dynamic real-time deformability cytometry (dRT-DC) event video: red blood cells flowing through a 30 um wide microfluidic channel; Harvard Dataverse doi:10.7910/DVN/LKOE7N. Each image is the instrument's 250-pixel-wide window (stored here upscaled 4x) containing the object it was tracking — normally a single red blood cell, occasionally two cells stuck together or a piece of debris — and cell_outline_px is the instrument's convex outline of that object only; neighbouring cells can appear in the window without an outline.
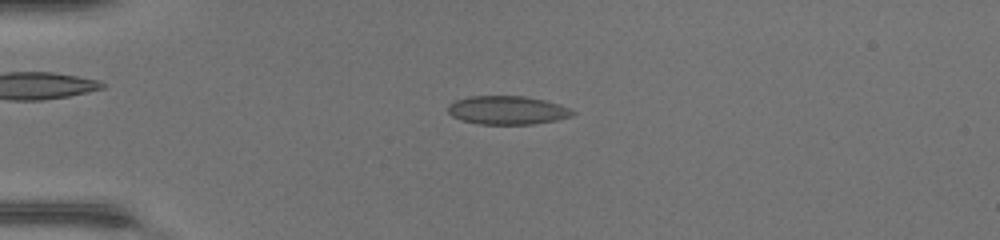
{"species": "common noctule bat (a hibernating species)", "species_latin": "Nyctalus noctula", "temperature_condition": "warm", "stored_images_in_passage": 41, "camera_frame_rate_fps": 3000, "um_per_image_px": 0.085, "animal": {"sex": "female", "body_mass_g": 17.0, "forearm_length_mm": 48.0}, "frame": {"image": 1, "passage_image": 6, "time_ms": 1.667, "image_size_px": [1000, 240], "cell_outline_px": [[576, 112], [572, 116], [556, 120], [532, 124], [480, 124], [464, 120], [452, 116], [448, 112], [448, 104], [456, 100], [468, 96], [524, 96], [544, 100], [560, 104]], "centroid_in_image_um": [43.13, 9.36], "position_along_channel_um": 41.9, "area_um2": 20.63}}
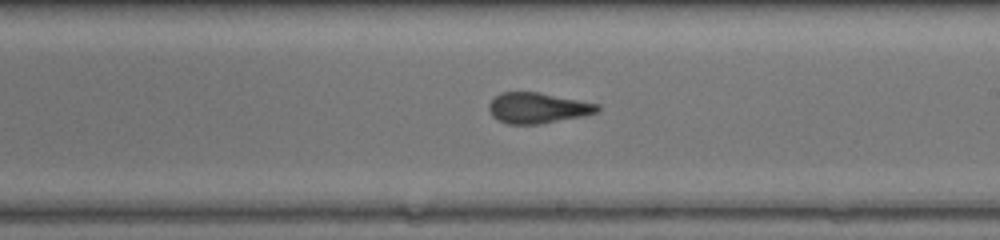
{"frame": {"image": 2, "passage_image": 22, "time_ms": 7.0, "image_size_px": [1000, 240], "cell_outline_px": [[600, 112], [584, 116], [540, 124], [508, 124], [492, 116], [488, 108], [488, 104], [496, 96], [504, 92], [540, 92], [600, 104]], "centroid_in_image_um": [45.75, 9.18], "position_along_channel_um": 243.2, "area_um2": 19.48}}
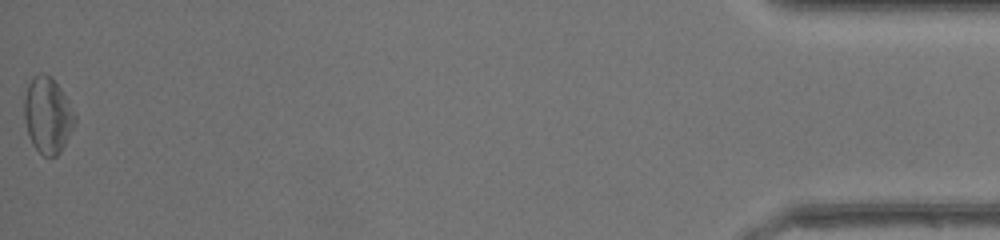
{"frame": {"image": 3, "passage_image": 41, "time_ms": 13.333, "image_size_px": [1000, 240], "cell_outline_px": [[76, 120], [60, 152], [56, 156], [44, 156], [32, 144], [28, 136], [24, 116], [24, 100], [28, 84], [40, 72], [52, 76], [60, 88], [76, 116]], "centroid_in_image_um": [4.03, 9.79], "position_along_channel_um": 431.2, "area_um2": 22.02}, "authors_computed_cell_mechanics": {"area_um2": 20.3456, "velocity_mm_per_s": 4.4544, "shape_relaxation_time_tau1_ms": 5.5534, "shape_relaxation_time_tau2_ms": 1.4354, "deformation_change_tau1": 0.1516, "deformation_change_tau2": 0.0875}}